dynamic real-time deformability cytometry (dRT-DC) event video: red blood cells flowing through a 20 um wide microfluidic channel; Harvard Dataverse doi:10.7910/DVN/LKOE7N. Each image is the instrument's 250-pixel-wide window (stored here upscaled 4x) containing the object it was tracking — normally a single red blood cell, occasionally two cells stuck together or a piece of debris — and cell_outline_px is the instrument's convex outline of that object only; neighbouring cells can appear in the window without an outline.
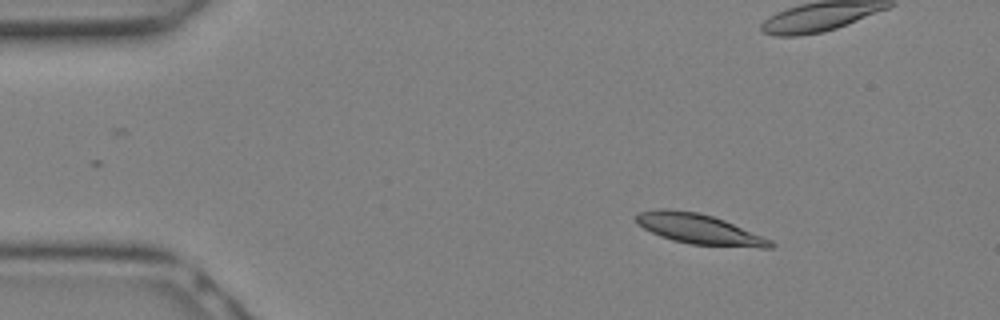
{"species": "Egyptian fruit bat (a non-hibernating species)", "species_latin": "Rousettus aegyptiacus", "temperature_condition": "warm", "stored_images_in_passage": 8, "camera_frame_rate_fps": 3000, "um_per_image_px": 0.085, "animal": {"sex": "female"}, "frame": {"image": 1, "passage_image": 1, "time_ms": 0.0, "image_size_px": [1000, 320], "cell_outline_px": [[776, 244], [772, 248], [760, 248], [692, 244], [672, 240], [660, 236], [644, 228], [636, 220], [636, 212], [660, 208], [668, 208], [700, 212], [724, 220], [772, 240]], "centroid_in_image_um": [59.44, 19.46], "position_along_channel_um": 25.6, "area_um2": 23.64}}
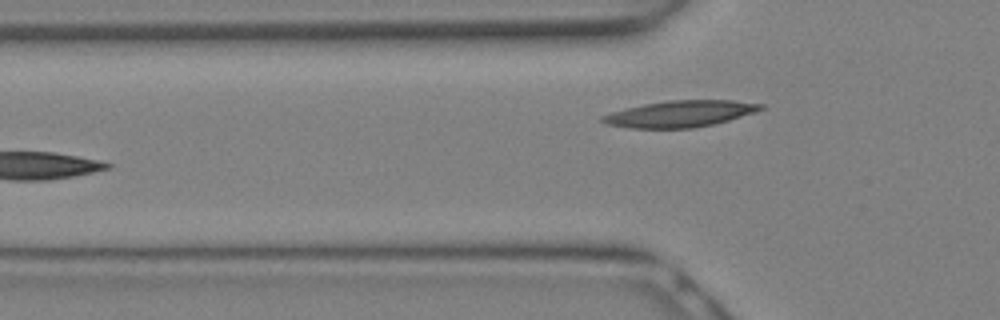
{"frame": {"image": 2, "passage_image": 8, "time_ms": 2.333, "image_size_px": [1000, 320], "cell_outline_px": [[764, 108], [756, 112], [728, 120], [712, 124], [692, 128], [632, 128], [608, 124], [600, 120], [600, 116], [612, 112], [644, 104], [668, 100], [732, 100], [764, 104]], "centroid_in_image_um": [57.83, 9.67], "position_along_channel_um": 68.0, "area_um2": 24.16}}